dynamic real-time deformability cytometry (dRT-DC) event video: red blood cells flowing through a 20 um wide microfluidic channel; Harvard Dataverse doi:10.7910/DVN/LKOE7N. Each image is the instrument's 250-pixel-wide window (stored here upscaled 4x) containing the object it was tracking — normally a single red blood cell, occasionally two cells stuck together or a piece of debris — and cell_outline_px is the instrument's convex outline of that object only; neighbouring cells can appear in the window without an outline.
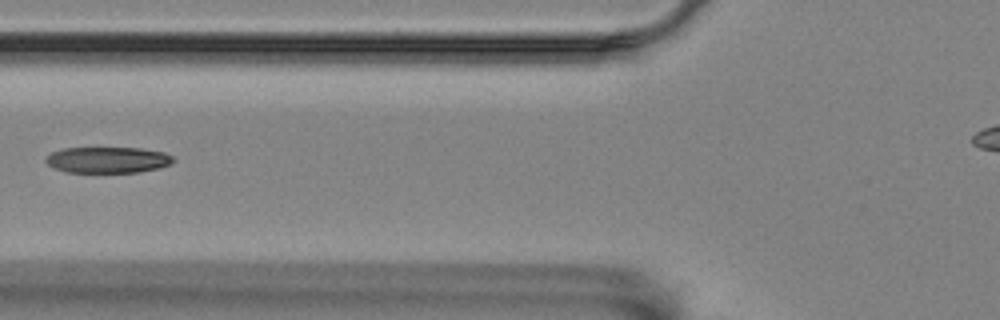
{"species": "Egyptian fruit bat (a non-hibernating species)", "species_latin": "Rousettus aegyptiacus", "temperature_condition": "room temperature", "stored_images_in_passage": 9, "camera_frame_rate_fps": 3000, "um_per_image_px": 0.085, "animal": {"sex": "female"}, "frame": {"image": 1, "passage_image": 4, "time_ms": 1.0, "image_size_px": [1000, 320], "cell_outline_px": [[176, 160], [160, 168], [140, 172], [64, 172], [48, 164], [44, 160], [52, 152], [64, 148], [140, 148], [164, 152], [172, 156]], "centroid_in_image_um": [9.18, 13.59], "position_along_channel_um": 116.6, "area_um2": 19.31}}
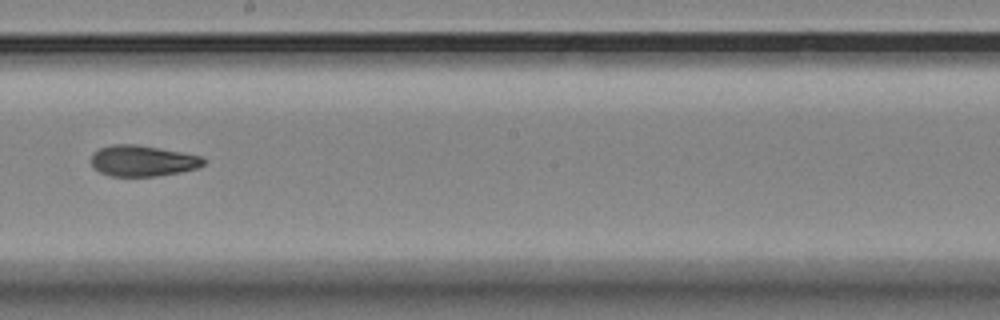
{"frame": {"image": 2, "passage_image": 7, "time_ms": 2.0, "image_size_px": [1000, 320], "cell_outline_px": [[208, 160], [200, 168], [180, 172], [156, 176], [112, 176], [100, 172], [92, 168], [92, 152], [100, 148], [112, 144], [136, 144], [204, 156]], "centroid_in_image_um": [12.16, 13.67], "position_along_channel_um": 236.0, "area_um2": 20.52}}
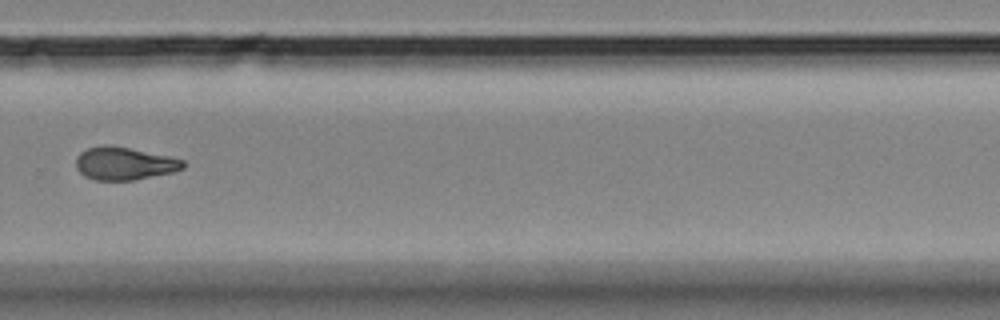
{"frame": {"image": 3, "passage_image": 9, "time_ms": 2.667, "image_size_px": [1000, 320], "cell_outline_px": [[184, 168], [172, 172], [132, 180], [96, 180], [84, 176], [76, 168], [76, 156], [80, 152], [88, 148], [128, 148], [172, 156], [184, 160]], "centroid_in_image_um": [10.59, 13.93], "position_along_channel_um": 319.2, "area_um2": 19.88}}